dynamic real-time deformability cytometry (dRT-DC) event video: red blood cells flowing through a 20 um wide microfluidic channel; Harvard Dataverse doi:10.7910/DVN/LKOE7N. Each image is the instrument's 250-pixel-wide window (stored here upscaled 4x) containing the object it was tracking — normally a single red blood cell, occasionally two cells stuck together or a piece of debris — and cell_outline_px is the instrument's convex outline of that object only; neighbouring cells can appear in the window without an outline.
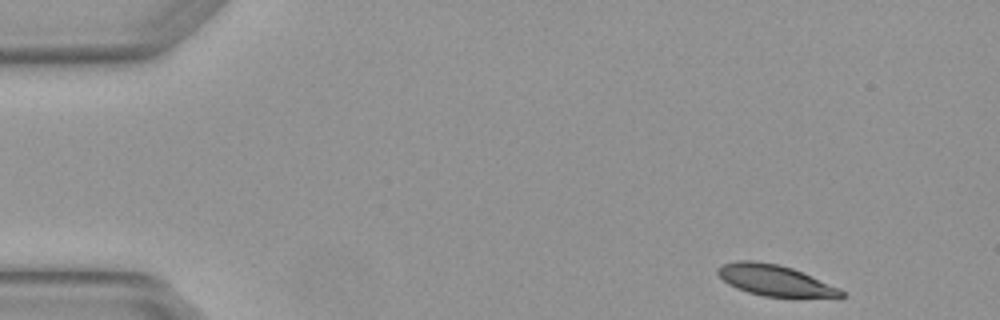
{"species": "Egyptian fruit bat (a non-hibernating species)", "species_latin": "Rousettus aegyptiacus", "temperature_condition": "warm", "stored_images_in_passage": 5, "camera_frame_rate_fps": 3000, "um_per_image_px": 0.085, "animal": {"sex": "female"}, "frame": {"image": 1, "passage_image": 1, "time_ms": 0.0, "image_size_px": [1000, 320], "cell_outline_px": [[848, 296], [840, 300], [764, 296], [748, 292], [736, 288], [728, 284], [716, 272], [716, 268], [724, 264], [740, 260], [752, 260], [776, 264], [792, 268], [840, 288]], "centroid_in_image_um": [66.01, 23.89], "position_along_channel_um": 19.0, "area_um2": 22.95}}
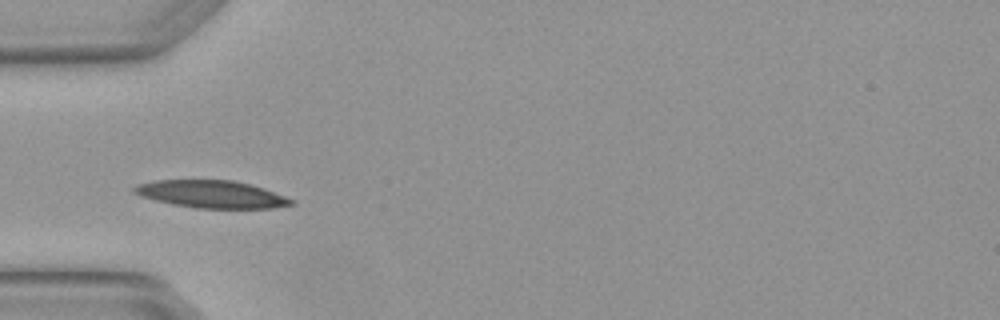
{"frame": {"image": 2, "passage_image": 4, "time_ms": 1.0, "image_size_px": [1000, 320], "cell_outline_px": [[296, 204], [272, 208], [196, 208], [172, 204], [140, 196], [132, 192], [132, 188], [136, 184], [156, 180], [232, 180], [264, 188], [296, 200]], "centroid_in_image_um": [17.98, 16.51], "position_along_channel_um": 67.0, "area_um2": 25.2}}
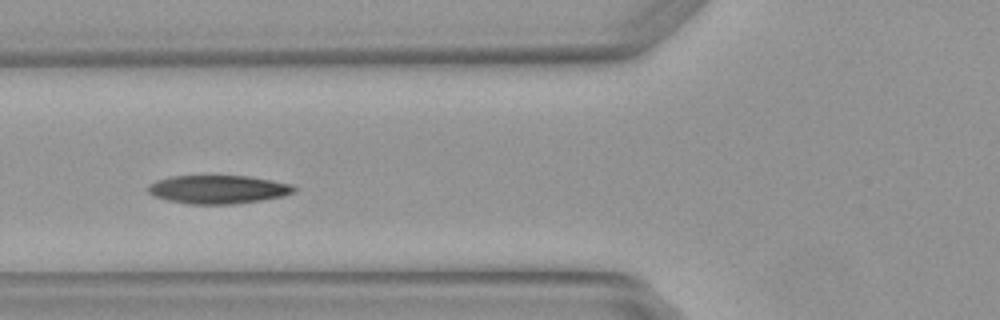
{"frame": {"image": 3, "passage_image": 5, "time_ms": 1.333, "image_size_px": [1000, 320], "cell_outline_px": [[296, 192], [284, 196], [236, 204], [188, 204], [168, 200], [152, 196], [148, 192], [148, 184], [156, 180], [168, 176], [248, 176], [292, 184], [296, 188]], "centroid_in_image_um": [18.52, 16.1], "position_along_channel_um": 107.3, "area_um2": 24.33}}